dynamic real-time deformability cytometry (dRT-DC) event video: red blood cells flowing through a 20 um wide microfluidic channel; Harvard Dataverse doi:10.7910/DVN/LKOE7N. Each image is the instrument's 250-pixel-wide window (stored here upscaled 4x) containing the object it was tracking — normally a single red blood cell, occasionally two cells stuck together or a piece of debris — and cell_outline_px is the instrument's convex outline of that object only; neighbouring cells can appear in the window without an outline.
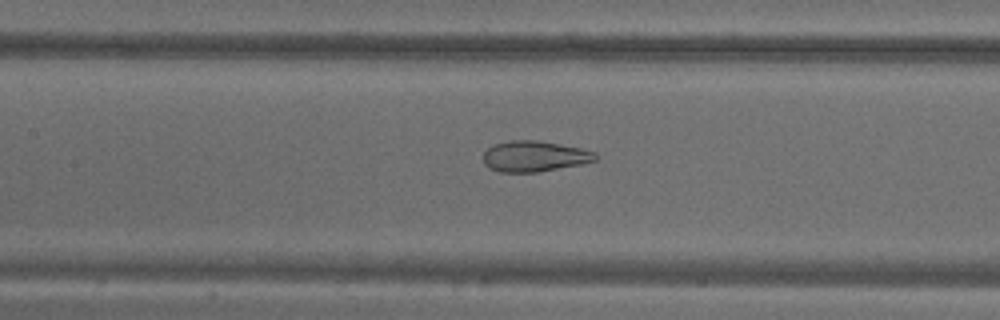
{"species": "common noctule bat (a hibernating species)", "species_latin": "Nyctalus noctula", "temperature_condition": "warm", "stored_images_in_passage": 55, "camera_frame_rate_fps": 3000, "um_per_image_px": 0.085, "animal": {"sex": "male", "body_mass_g": 18.8}, "frame": {"image": 1, "passage_image": 25, "time_ms": 8.0, "image_size_px": [1000, 320], "cell_outline_px": [[596, 160], [580, 164], [536, 172], [500, 172], [488, 168], [484, 164], [484, 152], [488, 148], [496, 144], [508, 140], [536, 140], [580, 148], [596, 152]], "centroid_in_image_um": [45.39, 13.28], "position_along_channel_um": 162.0, "area_um2": 19.88}}
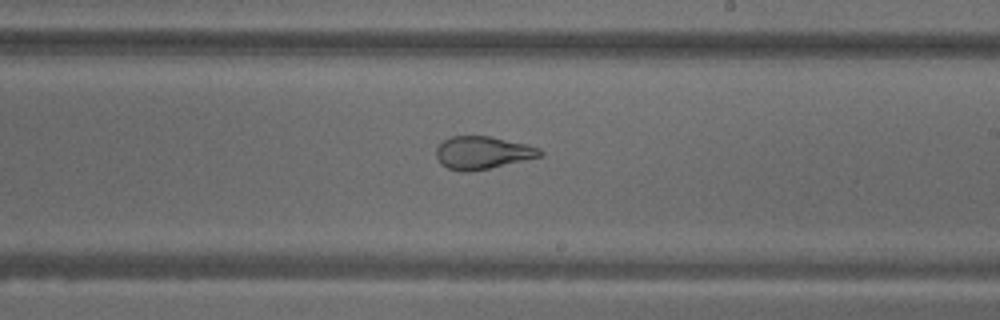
{"frame": {"image": 2, "passage_image": 32, "time_ms": 10.333, "image_size_px": [1000, 320], "cell_outline_px": [[544, 156], [488, 168], [468, 172], [460, 172], [448, 168], [440, 164], [436, 156], [436, 148], [444, 140], [452, 136], [488, 136], [524, 144], [540, 148], [544, 152]], "centroid_in_image_um": [41.01, 12.99], "position_along_channel_um": 248.0, "area_um2": 19.71}}
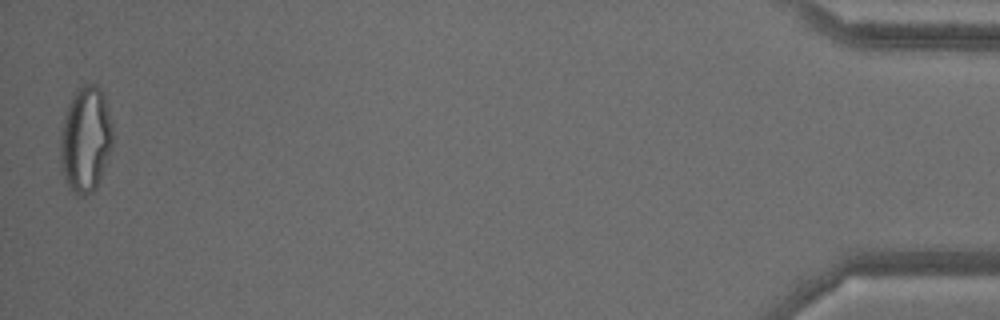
{"frame": {"image": 3, "passage_image": 54, "time_ms": 17.667, "image_size_px": [1000, 320], "cell_outline_px": [[112, 148], [96, 188], [92, 192], [84, 196], [76, 196], [68, 188], [60, 160], [60, 128], [68, 104], [72, 96], [84, 84], [96, 84], [100, 88], [104, 96], [112, 124]], "centroid_in_image_um": [7.26, 11.87], "position_along_channel_um": 427.9, "area_um2": 32.43}, "authors_computed_cell_mechanics": {"area_um2": 27.1082, "velocity_mm_per_s": 3.6945, "shape_relaxation_time_tau1_ms": null, "shape_relaxation_time_tau2_ms": 1.0828, "deformation_change_tau1": null, "deformation_change_tau2": 0.0858}}